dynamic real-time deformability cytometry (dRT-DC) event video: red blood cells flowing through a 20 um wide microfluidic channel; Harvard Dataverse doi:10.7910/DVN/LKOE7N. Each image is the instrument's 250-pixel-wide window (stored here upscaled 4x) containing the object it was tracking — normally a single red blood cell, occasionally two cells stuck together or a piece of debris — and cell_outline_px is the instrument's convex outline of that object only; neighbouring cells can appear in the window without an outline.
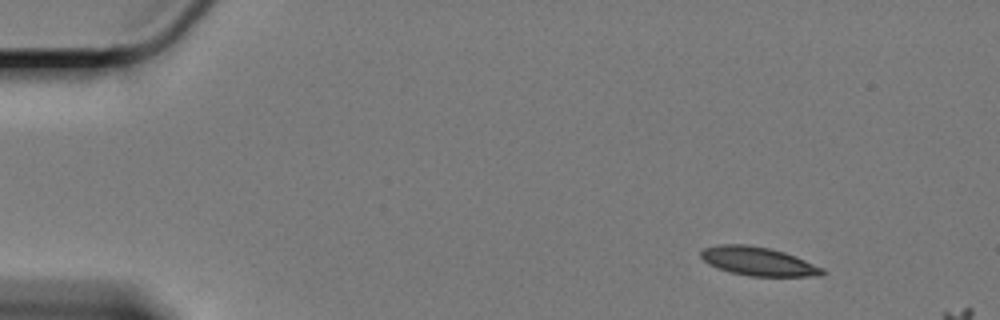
{"species": "Egyptian fruit bat (a non-hibernating species)", "species_latin": "Rousettus aegyptiacus", "temperature_condition": "cold", "stored_images_in_passage": 6, "camera_frame_rate_fps": 3000, "um_per_image_px": 0.085, "animal": {"sex": "female"}, "frame": {"image": 1, "passage_image": 1, "time_ms": 0.0, "image_size_px": [1000, 320], "cell_outline_px": [[824, 276], [748, 276], [732, 272], [708, 264], [700, 256], [700, 252], [704, 248], [720, 244], [744, 244], [768, 248], [784, 252], [796, 256], [824, 268]], "centroid_in_image_um": [64.47, 22.21], "position_along_channel_um": 20.5, "area_um2": 20.17}}